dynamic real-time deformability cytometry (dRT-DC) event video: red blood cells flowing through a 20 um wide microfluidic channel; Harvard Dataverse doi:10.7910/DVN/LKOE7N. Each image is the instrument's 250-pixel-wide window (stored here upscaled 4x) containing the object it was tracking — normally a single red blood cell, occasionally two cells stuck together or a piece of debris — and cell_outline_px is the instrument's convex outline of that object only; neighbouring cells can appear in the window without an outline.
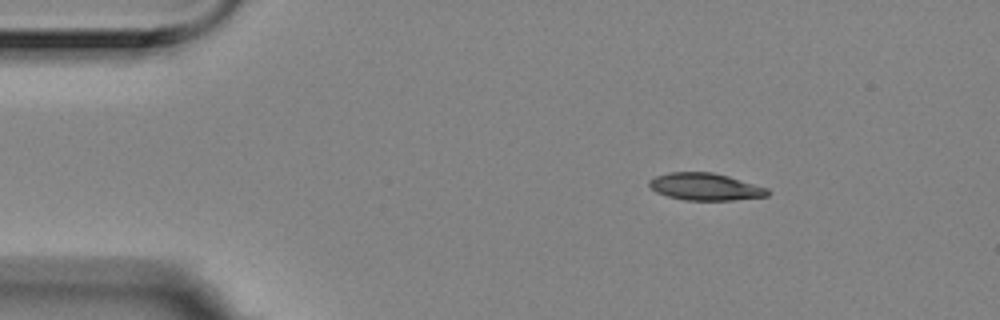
{"species": "Egyptian fruit bat (a non-hibernating species)", "species_latin": "Rousettus aegyptiacus", "temperature_condition": "room temperature", "stored_images_in_passage": 3, "camera_frame_rate_fps": 3000, "um_per_image_px": 0.085, "animal": {"sex": "female"}, "frame": {"image": 1, "passage_image": 1, "time_ms": 0.0, "image_size_px": [1000, 320], "cell_outline_px": [[768, 196], [732, 200], [684, 200], [668, 196], [656, 192], [648, 184], [648, 180], [656, 176], [668, 172], [712, 172], [728, 176], [768, 188]], "centroid_in_image_um": [59.92, 15.87], "position_along_channel_um": 25.1, "area_um2": 18.67}}